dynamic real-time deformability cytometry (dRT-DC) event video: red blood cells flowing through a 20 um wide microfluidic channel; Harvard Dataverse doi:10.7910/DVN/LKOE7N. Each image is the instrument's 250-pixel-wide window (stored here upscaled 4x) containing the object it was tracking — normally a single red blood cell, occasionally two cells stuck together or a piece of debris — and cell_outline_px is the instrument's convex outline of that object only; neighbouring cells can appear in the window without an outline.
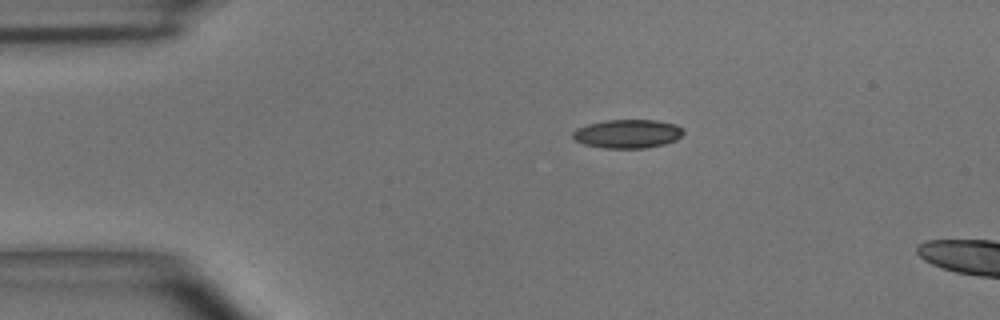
{"species": "common noctule bat (a hibernating species)", "species_latin": "Nyctalus noctula", "temperature_condition": "room temperature", "stored_images_in_passage": 5, "camera_frame_rate_fps": 3000, "um_per_image_px": 0.085, "animal": {"sex": "male", "body_mass_g": 15.6}, "frame": {"image": 1, "passage_image": 1, "time_ms": 0.0, "image_size_px": [1000, 320], "cell_outline_px": [[684, 132], [676, 140], [664, 144], [648, 148], [604, 148], [584, 144], [572, 140], [572, 132], [576, 128], [588, 124], [604, 120], [656, 120], [676, 124], [684, 128]], "centroid_in_image_um": [53.33, 11.37], "position_along_channel_um": 31.7, "area_um2": 18.73}}